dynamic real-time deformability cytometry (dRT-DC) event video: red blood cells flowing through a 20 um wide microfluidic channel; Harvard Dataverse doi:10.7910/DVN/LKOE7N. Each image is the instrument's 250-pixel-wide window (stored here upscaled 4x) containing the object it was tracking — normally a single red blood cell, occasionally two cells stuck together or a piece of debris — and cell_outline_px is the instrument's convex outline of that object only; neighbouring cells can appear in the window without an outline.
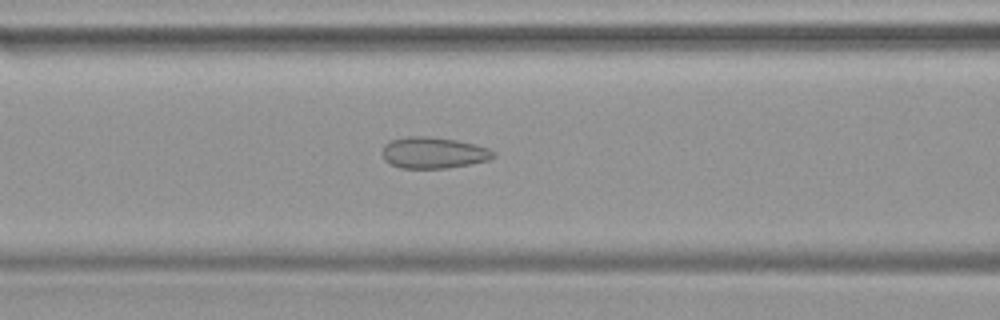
{"species": "common noctule bat (a hibernating species)", "species_latin": "Nyctalus noctula", "temperature_condition": "warm", "stored_images_in_passage": 40, "camera_frame_rate_fps": 3000, "um_per_image_px": 0.085, "animal": {"sex": "female", "body_mass_g": 19.9}, "frame": {"image": 1, "passage_image": 13, "time_ms": 4.0, "image_size_px": [1000, 320], "cell_outline_px": [[496, 156], [488, 160], [448, 168], [400, 168], [384, 160], [380, 152], [384, 144], [388, 140], [404, 136], [428, 136], [456, 140], [476, 144], [488, 148], [496, 152]], "centroid_in_image_um": [36.8, 12.97], "position_along_channel_um": 129.8, "area_um2": 20.58}}
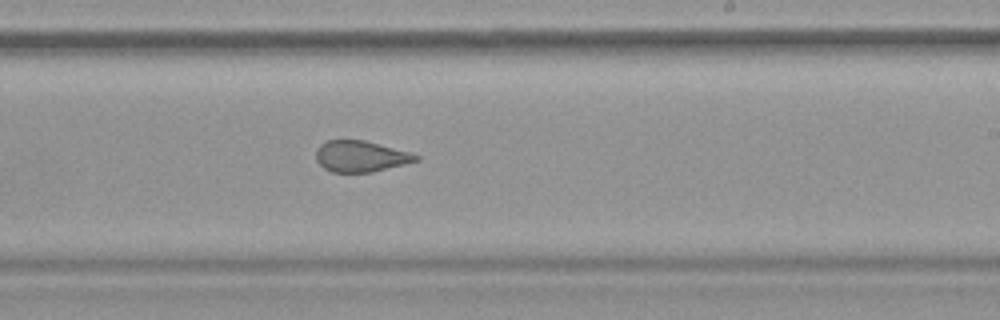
{"frame": {"image": 2, "passage_image": 22, "time_ms": 7.0, "image_size_px": [1000, 320], "cell_outline_px": [[420, 160], [372, 172], [332, 172], [324, 168], [316, 160], [316, 148], [320, 144], [328, 140], [364, 140], [412, 152], [420, 156]], "centroid_in_image_um": [30.67, 13.28], "position_along_channel_um": 258.3, "area_um2": 18.21}}
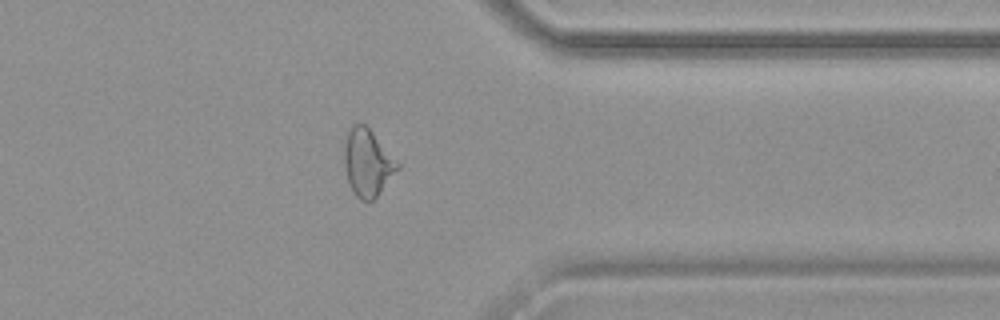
{"frame": {"image": 3, "passage_image": 31, "time_ms": 10.0, "image_size_px": [1000, 320], "cell_outline_px": [[400, 168], [380, 192], [368, 204], [360, 200], [356, 196], [348, 180], [344, 168], [344, 132], [352, 124], [364, 124], [372, 132], [400, 164]], "centroid_in_image_um": [31.21, 13.82], "position_along_channel_um": 380.2, "area_um2": 20.98}}